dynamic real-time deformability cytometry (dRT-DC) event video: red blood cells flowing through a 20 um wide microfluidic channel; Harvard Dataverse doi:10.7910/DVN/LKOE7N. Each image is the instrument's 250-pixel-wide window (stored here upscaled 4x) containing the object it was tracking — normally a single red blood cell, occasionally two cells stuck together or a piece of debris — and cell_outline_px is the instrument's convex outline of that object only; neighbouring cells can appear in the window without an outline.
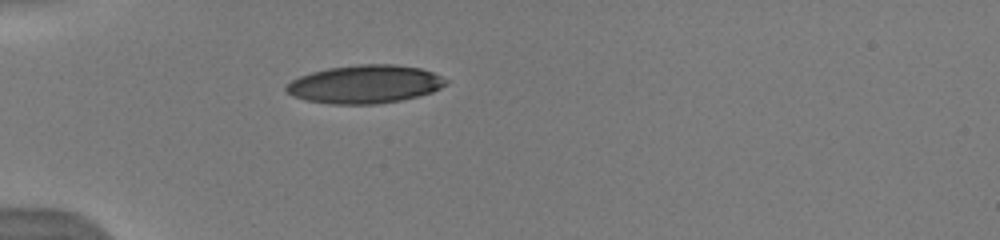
{"species": "human", "species_latin": "Homo sapiens", "temperature_condition": "warm", "stored_images_in_passage": 25, "camera_frame_rate_fps": 3000, "um_per_image_px": 0.085, "donor": {"sex": "male"}, "frame": {"image": 1, "passage_image": 1, "time_ms": 0.0, "image_size_px": [1000, 240], "cell_outline_px": [[452, 80], [448, 84], [432, 92], [400, 100], [376, 104], [332, 104], [304, 100], [292, 96], [284, 88], [292, 80], [300, 76], [312, 72], [328, 68], [356, 64], [396, 64], [420, 68], [432, 72]], "centroid_in_image_um": [31.05, 7.15], "position_along_channel_um": 54.0, "area_um2": 35.72}, "authors_computed_cell_mechanics": {"area_um2": 36.0094, "velocity_mm_per_s": 3.9949, "shape_relaxation_time_tau1_ms": 5.351, "shape_relaxation_time_tau2_ms": 0.6418, "deformation_change_tau1": 0.2293, "deformation_change_tau2": 0.0722}}